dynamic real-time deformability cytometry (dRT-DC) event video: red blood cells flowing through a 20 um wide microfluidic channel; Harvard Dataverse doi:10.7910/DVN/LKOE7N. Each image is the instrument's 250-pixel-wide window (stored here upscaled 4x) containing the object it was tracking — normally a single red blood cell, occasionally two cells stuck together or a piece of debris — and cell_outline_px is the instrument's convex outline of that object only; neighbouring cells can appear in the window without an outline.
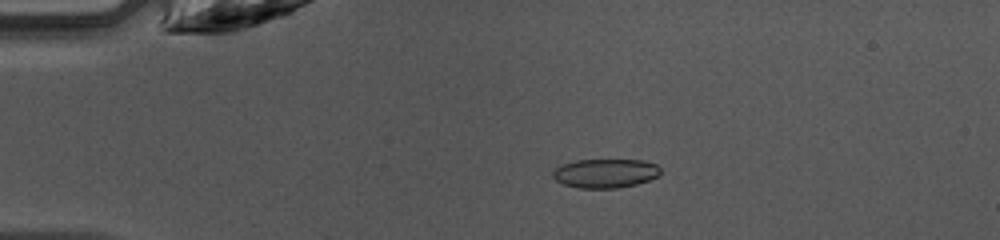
{"species": "common noctule bat (a hibernating species)", "species_latin": "Nyctalus noctula", "temperature_condition": "warm", "stored_images_in_passage": 47, "camera_frame_rate_fps": 3000, "um_per_image_px": 0.085, "animal": {"sex": "female", "body_mass_g": 10.0, "forearm_length_mm": 53.1}, "frame": {"image": 1, "passage_image": 10, "time_ms": 3.0, "image_size_px": [1000, 240], "cell_outline_px": [[660, 172], [656, 176], [648, 180], [636, 184], [616, 188], [576, 188], [564, 184], [556, 180], [552, 176], [552, 172], [560, 164], [576, 160], [644, 160], [656, 164], [660, 168]], "centroid_in_image_um": [51.42, 14.72], "position_along_channel_um": 33.6, "area_um2": 18.21}}
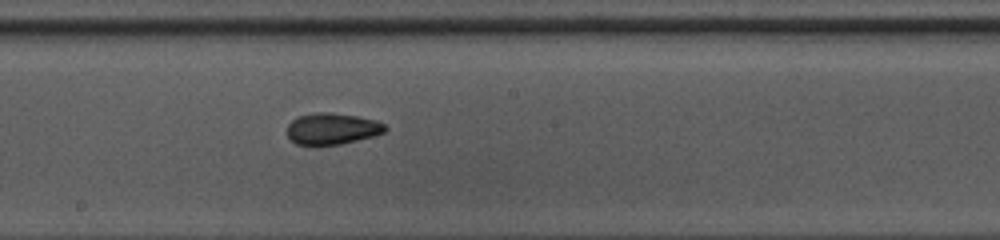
{"frame": {"image": 2, "passage_image": 26, "time_ms": 8.333, "image_size_px": [1000, 240], "cell_outline_px": [[388, 128], [384, 132], [376, 136], [340, 144], [316, 148], [296, 144], [288, 136], [288, 124], [296, 116], [316, 112], [332, 112], [356, 116], [376, 120], [384, 124]], "centroid_in_image_um": [28.21, 10.97], "position_along_channel_um": 220.0, "area_um2": 18.55}}
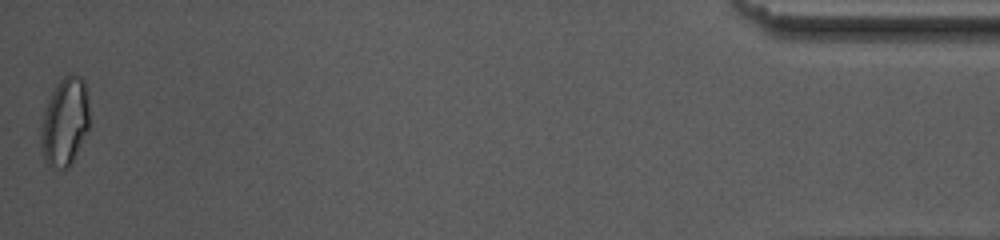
{"frame": {"image": 3, "passage_image": 47, "time_ms": 15.333, "image_size_px": [1000, 240], "cell_outline_px": [[88, 128], [68, 168], [60, 168], [52, 164], [44, 156], [40, 144], [40, 132], [44, 112], [48, 100], [52, 92], [60, 80], [68, 72], [72, 72], [80, 76], [84, 80], [88, 104]], "centroid_in_image_um": [5.51, 10.27], "position_along_channel_um": 429.7, "area_um2": 24.28}, "authors_computed_cell_mechanics": {"area_um2": 18.3226, "velocity_mm_per_s": 4.2321, "shape_relaxation_time_tau1_ms": 3.7928, "shape_relaxation_time_tau2_ms": 2.9809, "deformation_change_tau1": 0.1028, "deformation_change_tau2": 0.0838}}